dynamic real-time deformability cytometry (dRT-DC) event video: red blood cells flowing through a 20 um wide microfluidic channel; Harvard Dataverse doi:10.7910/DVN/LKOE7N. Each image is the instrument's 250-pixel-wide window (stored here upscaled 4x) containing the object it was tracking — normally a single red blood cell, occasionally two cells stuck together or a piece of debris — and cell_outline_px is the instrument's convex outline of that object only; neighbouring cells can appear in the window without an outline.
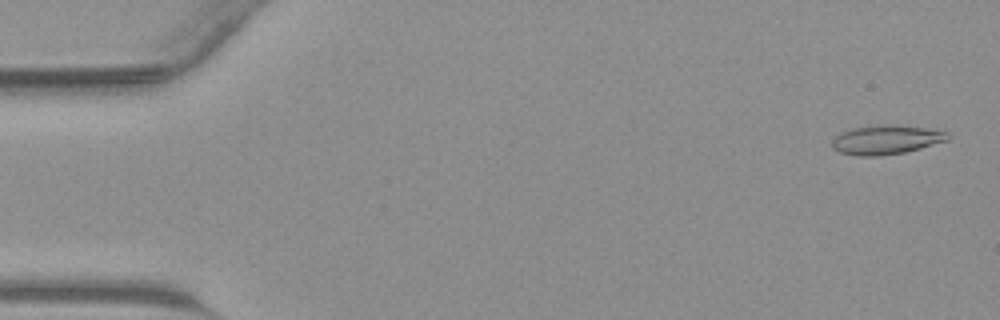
{"species": "common noctule bat (a hibernating species)", "species_latin": "Nyctalus noctula", "temperature_condition": "warm", "stored_images_in_passage": 40, "camera_frame_rate_fps": 3000, "um_per_image_px": 0.085, "animal": {"sex": "male", "body_mass_g": 23.1, "forearm_length_mm": 52.7}, "frame": {"image": 1, "passage_image": 2, "time_ms": 0.333, "image_size_px": [1000, 320], "cell_outline_px": [[952, 136], [948, 140], [920, 148], [904, 152], [880, 156], [856, 156], [840, 152], [832, 148], [832, 140], [840, 132], [852, 128], [924, 128], [948, 132]], "centroid_in_image_um": [75.3, 11.95], "position_along_channel_um": 9.7, "area_um2": 18.55}}
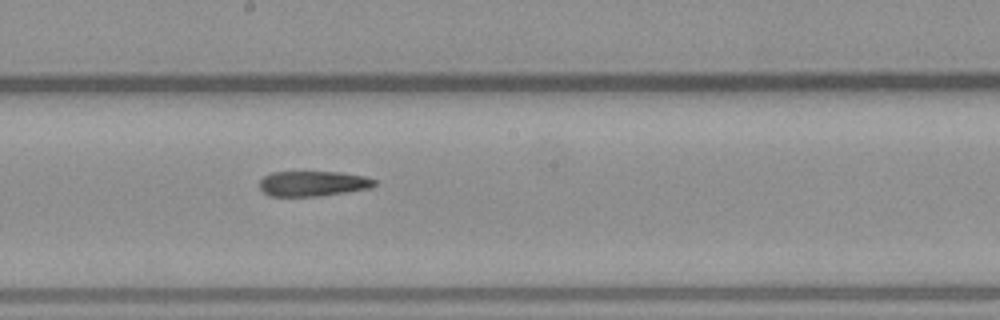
{"frame": {"image": 2, "passage_image": 24, "time_ms": 7.667, "image_size_px": [1000, 320], "cell_outline_px": [[376, 184], [372, 188], [348, 192], [316, 196], [268, 196], [260, 188], [260, 180], [264, 176], [272, 172], [340, 172], [364, 176], [376, 180]], "centroid_in_image_um": [26.62, 15.6], "position_along_channel_um": 221.6, "area_um2": 16.94}}
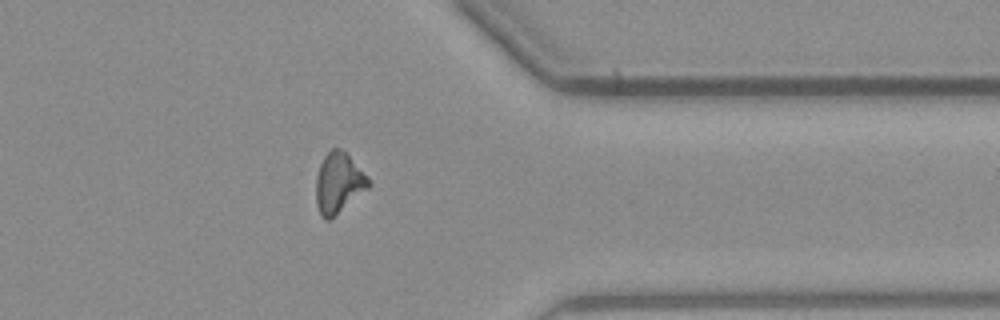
{"frame": {"image": 3, "passage_image": 35, "time_ms": 11.333, "image_size_px": [1000, 320], "cell_outline_px": [[372, 184], [368, 188], [328, 220], [324, 220], [320, 216], [316, 204], [316, 176], [320, 164], [324, 156], [332, 148], [340, 148], [368, 176]], "centroid_in_image_um": [28.76, 15.55], "position_along_channel_um": 382.6, "area_um2": 18.21}}